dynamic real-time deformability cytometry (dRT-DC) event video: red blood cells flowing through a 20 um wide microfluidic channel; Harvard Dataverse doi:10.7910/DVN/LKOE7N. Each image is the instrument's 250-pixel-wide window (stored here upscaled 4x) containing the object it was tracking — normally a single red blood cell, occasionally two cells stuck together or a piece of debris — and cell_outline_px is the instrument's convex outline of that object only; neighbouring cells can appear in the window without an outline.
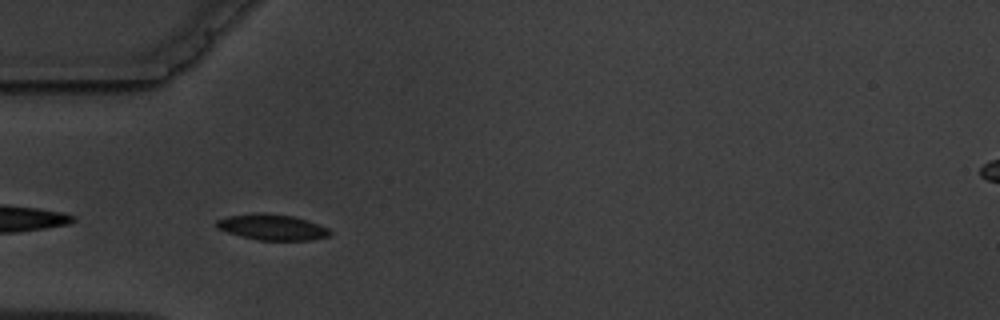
{"species": "common noctule bat (a hibernating species)", "species_latin": "Nyctalus noctula", "temperature_condition": "warm", "stored_images_in_passage": 5, "camera_frame_rate_fps": 3000, "um_per_image_px": 0.085, "animal": {"sex": "male", "body_mass_g": 19.5, "forearm_length_mm": 54.6}, "frame": {"image": 1, "passage_image": 4, "time_ms": 3.333, "image_size_px": [1000, 320], "cell_outline_px": [[332, 236], [312, 240], [256, 240], [240, 236], [216, 228], [216, 220], [228, 216], [264, 212], [292, 216], [308, 220], [328, 228], [332, 232]], "centroid_in_image_um": [23.16, 19.31], "position_along_channel_um": 61.8, "area_um2": 17.17}}
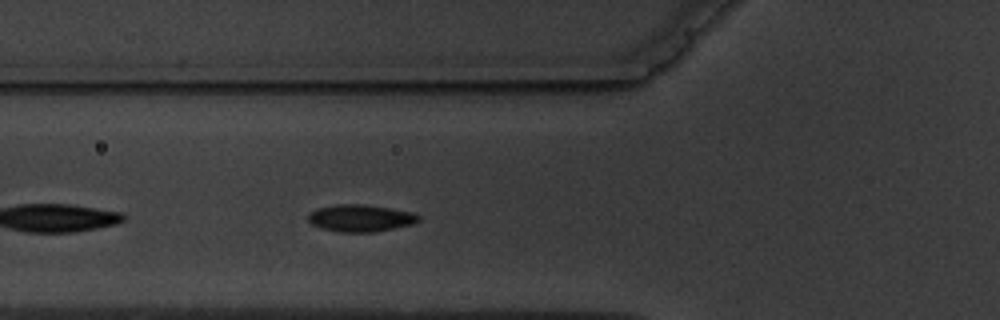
{"frame": {"image": 2, "passage_image": 5, "time_ms": 4.333, "image_size_px": [1000, 320], "cell_outline_px": [[420, 220], [412, 224], [376, 232], [340, 232], [320, 228], [312, 224], [308, 220], [308, 216], [316, 208], [336, 204], [364, 204], [388, 208], [408, 212], [420, 216]], "centroid_in_image_um": [30.61, 18.54], "position_along_channel_um": 95.2, "area_um2": 17.28}}